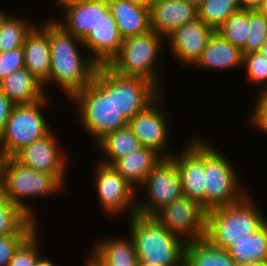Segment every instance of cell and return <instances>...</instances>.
<instances>
[{
    "mask_svg": "<svg viewBox=\"0 0 267 266\" xmlns=\"http://www.w3.org/2000/svg\"><path fill=\"white\" fill-rule=\"evenodd\" d=\"M41 24L49 31V87L57 85L69 100L92 82L99 65L87 52L80 51L79 48L83 50L84 47L82 39L64 30L53 17Z\"/></svg>",
    "mask_w": 267,
    "mask_h": 266,
    "instance_id": "1",
    "label": "cell"
},
{
    "mask_svg": "<svg viewBox=\"0 0 267 266\" xmlns=\"http://www.w3.org/2000/svg\"><path fill=\"white\" fill-rule=\"evenodd\" d=\"M70 100L77 106L75 118L95 144L128 124L114 105V71L107 65H100L92 82Z\"/></svg>",
    "mask_w": 267,
    "mask_h": 266,
    "instance_id": "2",
    "label": "cell"
},
{
    "mask_svg": "<svg viewBox=\"0 0 267 266\" xmlns=\"http://www.w3.org/2000/svg\"><path fill=\"white\" fill-rule=\"evenodd\" d=\"M251 195L248 193L239 202L207 212L205 238L213 246L229 250L267 222Z\"/></svg>",
    "mask_w": 267,
    "mask_h": 266,
    "instance_id": "3",
    "label": "cell"
},
{
    "mask_svg": "<svg viewBox=\"0 0 267 266\" xmlns=\"http://www.w3.org/2000/svg\"><path fill=\"white\" fill-rule=\"evenodd\" d=\"M129 236L139 261L161 266H184L185 242L171 234L154 217L135 214L129 218Z\"/></svg>",
    "mask_w": 267,
    "mask_h": 266,
    "instance_id": "4",
    "label": "cell"
},
{
    "mask_svg": "<svg viewBox=\"0 0 267 266\" xmlns=\"http://www.w3.org/2000/svg\"><path fill=\"white\" fill-rule=\"evenodd\" d=\"M163 41L166 39L155 31L130 36L122 42L119 53L107 65L122 76L142 77L155 84L162 92L159 59L162 57ZM159 72V73H158Z\"/></svg>",
    "mask_w": 267,
    "mask_h": 266,
    "instance_id": "5",
    "label": "cell"
},
{
    "mask_svg": "<svg viewBox=\"0 0 267 266\" xmlns=\"http://www.w3.org/2000/svg\"><path fill=\"white\" fill-rule=\"evenodd\" d=\"M64 185L53 175L24 166L14 157H7L3 169L1 194L19 206L33 220L39 221L27 200L61 193ZM63 188V189H62ZM26 199V200H25Z\"/></svg>",
    "mask_w": 267,
    "mask_h": 266,
    "instance_id": "6",
    "label": "cell"
},
{
    "mask_svg": "<svg viewBox=\"0 0 267 266\" xmlns=\"http://www.w3.org/2000/svg\"><path fill=\"white\" fill-rule=\"evenodd\" d=\"M207 141L205 139V210L208 212L239 202L250 192L244 190L235 164Z\"/></svg>",
    "mask_w": 267,
    "mask_h": 266,
    "instance_id": "7",
    "label": "cell"
},
{
    "mask_svg": "<svg viewBox=\"0 0 267 266\" xmlns=\"http://www.w3.org/2000/svg\"><path fill=\"white\" fill-rule=\"evenodd\" d=\"M49 98L48 95L32 104L14 105L0 136V146L6 157H14L25 146L43 138L53 130L43 113L44 108L50 105Z\"/></svg>",
    "mask_w": 267,
    "mask_h": 266,
    "instance_id": "8",
    "label": "cell"
},
{
    "mask_svg": "<svg viewBox=\"0 0 267 266\" xmlns=\"http://www.w3.org/2000/svg\"><path fill=\"white\" fill-rule=\"evenodd\" d=\"M145 192V201L137 194V214L154 217L160 210L183 196L181 178L175 161L162 158L139 187ZM148 197V198H147Z\"/></svg>",
    "mask_w": 267,
    "mask_h": 266,
    "instance_id": "9",
    "label": "cell"
},
{
    "mask_svg": "<svg viewBox=\"0 0 267 266\" xmlns=\"http://www.w3.org/2000/svg\"><path fill=\"white\" fill-rule=\"evenodd\" d=\"M93 174L94 187L103 213L120 216L123 212H128L129 218L137 214V190L112 165L98 162Z\"/></svg>",
    "mask_w": 267,
    "mask_h": 266,
    "instance_id": "10",
    "label": "cell"
},
{
    "mask_svg": "<svg viewBox=\"0 0 267 266\" xmlns=\"http://www.w3.org/2000/svg\"><path fill=\"white\" fill-rule=\"evenodd\" d=\"M154 218L185 243L205 238L207 211L189 197L176 199L160 210Z\"/></svg>",
    "mask_w": 267,
    "mask_h": 266,
    "instance_id": "11",
    "label": "cell"
},
{
    "mask_svg": "<svg viewBox=\"0 0 267 266\" xmlns=\"http://www.w3.org/2000/svg\"><path fill=\"white\" fill-rule=\"evenodd\" d=\"M164 92L145 110L139 112L130 121L128 126L139 139L143 147L151 148L163 158H170L174 153L168 149L172 136L169 132L170 121L168 113L161 104L165 97ZM167 114V115H166ZM169 122V123H168Z\"/></svg>",
    "mask_w": 267,
    "mask_h": 266,
    "instance_id": "12",
    "label": "cell"
},
{
    "mask_svg": "<svg viewBox=\"0 0 267 266\" xmlns=\"http://www.w3.org/2000/svg\"><path fill=\"white\" fill-rule=\"evenodd\" d=\"M191 138L179 152L173 151L171 158L180 174L183 196L205 209V139L198 135Z\"/></svg>",
    "mask_w": 267,
    "mask_h": 266,
    "instance_id": "13",
    "label": "cell"
},
{
    "mask_svg": "<svg viewBox=\"0 0 267 266\" xmlns=\"http://www.w3.org/2000/svg\"><path fill=\"white\" fill-rule=\"evenodd\" d=\"M53 130L20 150L14 158L26 167L55 176L65 187L68 157ZM64 149V150H63Z\"/></svg>",
    "mask_w": 267,
    "mask_h": 266,
    "instance_id": "14",
    "label": "cell"
},
{
    "mask_svg": "<svg viewBox=\"0 0 267 266\" xmlns=\"http://www.w3.org/2000/svg\"><path fill=\"white\" fill-rule=\"evenodd\" d=\"M162 93L147 79L122 76L114 72V105L127 121L145 110Z\"/></svg>",
    "mask_w": 267,
    "mask_h": 266,
    "instance_id": "15",
    "label": "cell"
},
{
    "mask_svg": "<svg viewBox=\"0 0 267 266\" xmlns=\"http://www.w3.org/2000/svg\"><path fill=\"white\" fill-rule=\"evenodd\" d=\"M63 18H53L64 30L83 39L109 12L108 0H54Z\"/></svg>",
    "mask_w": 267,
    "mask_h": 266,
    "instance_id": "16",
    "label": "cell"
},
{
    "mask_svg": "<svg viewBox=\"0 0 267 266\" xmlns=\"http://www.w3.org/2000/svg\"><path fill=\"white\" fill-rule=\"evenodd\" d=\"M215 30L200 19L186 23L171 33L166 43L171 56L187 67L194 66Z\"/></svg>",
    "mask_w": 267,
    "mask_h": 266,
    "instance_id": "17",
    "label": "cell"
},
{
    "mask_svg": "<svg viewBox=\"0 0 267 266\" xmlns=\"http://www.w3.org/2000/svg\"><path fill=\"white\" fill-rule=\"evenodd\" d=\"M123 40L110 12L82 39L86 48L84 52L99 66L110 63L119 53Z\"/></svg>",
    "mask_w": 267,
    "mask_h": 266,
    "instance_id": "18",
    "label": "cell"
},
{
    "mask_svg": "<svg viewBox=\"0 0 267 266\" xmlns=\"http://www.w3.org/2000/svg\"><path fill=\"white\" fill-rule=\"evenodd\" d=\"M197 18V7L186 0H158L150 8L151 30L165 39L176 29Z\"/></svg>",
    "mask_w": 267,
    "mask_h": 266,
    "instance_id": "19",
    "label": "cell"
},
{
    "mask_svg": "<svg viewBox=\"0 0 267 266\" xmlns=\"http://www.w3.org/2000/svg\"><path fill=\"white\" fill-rule=\"evenodd\" d=\"M22 47L25 68L44 85L47 91L51 64L49 31L41 23L36 24L26 35Z\"/></svg>",
    "mask_w": 267,
    "mask_h": 266,
    "instance_id": "20",
    "label": "cell"
},
{
    "mask_svg": "<svg viewBox=\"0 0 267 266\" xmlns=\"http://www.w3.org/2000/svg\"><path fill=\"white\" fill-rule=\"evenodd\" d=\"M241 67H243L242 50L225 40L217 31L211 35L200 59L193 66L195 69H211L218 72Z\"/></svg>",
    "mask_w": 267,
    "mask_h": 266,
    "instance_id": "21",
    "label": "cell"
},
{
    "mask_svg": "<svg viewBox=\"0 0 267 266\" xmlns=\"http://www.w3.org/2000/svg\"><path fill=\"white\" fill-rule=\"evenodd\" d=\"M93 245L90 256L100 266H138L135 244L128 235L104 237Z\"/></svg>",
    "mask_w": 267,
    "mask_h": 266,
    "instance_id": "22",
    "label": "cell"
},
{
    "mask_svg": "<svg viewBox=\"0 0 267 266\" xmlns=\"http://www.w3.org/2000/svg\"><path fill=\"white\" fill-rule=\"evenodd\" d=\"M109 12L117 23L123 39L142 35L151 30L150 9L129 0H108Z\"/></svg>",
    "mask_w": 267,
    "mask_h": 266,
    "instance_id": "23",
    "label": "cell"
},
{
    "mask_svg": "<svg viewBox=\"0 0 267 266\" xmlns=\"http://www.w3.org/2000/svg\"><path fill=\"white\" fill-rule=\"evenodd\" d=\"M0 89L15 105L32 104L48 96L44 85L25 67L1 80Z\"/></svg>",
    "mask_w": 267,
    "mask_h": 266,
    "instance_id": "24",
    "label": "cell"
},
{
    "mask_svg": "<svg viewBox=\"0 0 267 266\" xmlns=\"http://www.w3.org/2000/svg\"><path fill=\"white\" fill-rule=\"evenodd\" d=\"M162 158L155 150L142 147L132 154L118 159L112 164V167L137 190V193H140L139 187Z\"/></svg>",
    "mask_w": 267,
    "mask_h": 266,
    "instance_id": "25",
    "label": "cell"
},
{
    "mask_svg": "<svg viewBox=\"0 0 267 266\" xmlns=\"http://www.w3.org/2000/svg\"><path fill=\"white\" fill-rule=\"evenodd\" d=\"M97 149L101 150L105 158L99 162L112 165L118 159L132 154L141 149L139 139L133 134L129 126L106 134L96 143Z\"/></svg>",
    "mask_w": 267,
    "mask_h": 266,
    "instance_id": "26",
    "label": "cell"
},
{
    "mask_svg": "<svg viewBox=\"0 0 267 266\" xmlns=\"http://www.w3.org/2000/svg\"><path fill=\"white\" fill-rule=\"evenodd\" d=\"M184 266H236V263L228 250L203 238L185 244Z\"/></svg>",
    "mask_w": 267,
    "mask_h": 266,
    "instance_id": "27",
    "label": "cell"
},
{
    "mask_svg": "<svg viewBox=\"0 0 267 266\" xmlns=\"http://www.w3.org/2000/svg\"><path fill=\"white\" fill-rule=\"evenodd\" d=\"M40 223L0 192V236L30 235Z\"/></svg>",
    "mask_w": 267,
    "mask_h": 266,
    "instance_id": "28",
    "label": "cell"
},
{
    "mask_svg": "<svg viewBox=\"0 0 267 266\" xmlns=\"http://www.w3.org/2000/svg\"><path fill=\"white\" fill-rule=\"evenodd\" d=\"M7 12L0 17V52L22 48L26 35L36 25L35 21Z\"/></svg>",
    "mask_w": 267,
    "mask_h": 266,
    "instance_id": "29",
    "label": "cell"
},
{
    "mask_svg": "<svg viewBox=\"0 0 267 266\" xmlns=\"http://www.w3.org/2000/svg\"><path fill=\"white\" fill-rule=\"evenodd\" d=\"M236 264L267 261V222L249 238L228 250Z\"/></svg>",
    "mask_w": 267,
    "mask_h": 266,
    "instance_id": "30",
    "label": "cell"
},
{
    "mask_svg": "<svg viewBox=\"0 0 267 266\" xmlns=\"http://www.w3.org/2000/svg\"><path fill=\"white\" fill-rule=\"evenodd\" d=\"M240 9L238 0H203L197 7L198 19L216 31L231 15Z\"/></svg>",
    "mask_w": 267,
    "mask_h": 266,
    "instance_id": "31",
    "label": "cell"
},
{
    "mask_svg": "<svg viewBox=\"0 0 267 266\" xmlns=\"http://www.w3.org/2000/svg\"><path fill=\"white\" fill-rule=\"evenodd\" d=\"M249 10L240 9L231 15L216 31L235 47L243 49L249 37Z\"/></svg>",
    "mask_w": 267,
    "mask_h": 266,
    "instance_id": "32",
    "label": "cell"
},
{
    "mask_svg": "<svg viewBox=\"0 0 267 266\" xmlns=\"http://www.w3.org/2000/svg\"><path fill=\"white\" fill-rule=\"evenodd\" d=\"M37 227L15 250L8 266H34L42 255L40 235Z\"/></svg>",
    "mask_w": 267,
    "mask_h": 266,
    "instance_id": "33",
    "label": "cell"
},
{
    "mask_svg": "<svg viewBox=\"0 0 267 266\" xmlns=\"http://www.w3.org/2000/svg\"><path fill=\"white\" fill-rule=\"evenodd\" d=\"M247 81L260 85V91L267 90V58L260 52L243 54V67Z\"/></svg>",
    "mask_w": 267,
    "mask_h": 266,
    "instance_id": "34",
    "label": "cell"
},
{
    "mask_svg": "<svg viewBox=\"0 0 267 266\" xmlns=\"http://www.w3.org/2000/svg\"><path fill=\"white\" fill-rule=\"evenodd\" d=\"M249 37L242 49L243 54L260 51L267 40V18L257 9L249 10Z\"/></svg>",
    "mask_w": 267,
    "mask_h": 266,
    "instance_id": "35",
    "label": "cell"
},
{
    "mask_svg": "<svg viewBox=\"0 0 267 266\" xmlns=\"http://www.w3.org/2000/svg\"><path fill=\"white\" fill-rule=\"evenodd\" d=\"M24 67L23 47L7 52H0V81Z\"/></svg>",
    "mask_w": 267,
    "mask_h": 266,
    "instance_id": "36",
    "label": "cell"
},
{
    "mask_svg": "<svg viewBox=\"0 0 267 266\" xmlns=\"http://www.w3.org/2000/svg\"><path fill=\"white\" fill-rule=\"evenodd\" d=\"M257 95L256 103H254L248 118L253 127L267 134V90L259 91Z\"/></svg>",
    "mask_w": 267,
    "mask_h": 266,
    "instance_id": "37",
    "label": "cell"
},
{
    "mask_svg": "<svg viewBox=\"0 0 267 266\" xmlns=\"http://www.w3.org/2000/svg\"><path fill=\"white\" fill-rule=\"evenodd\" d=\"M29 235L0 236V266H8L15 250Z\"/></svg>",
    "mask_w": 267,
    "mask_h": 266,
    "instance_id": "38",
    "label": "cell"
},
{
    "mask_svg": "<svg viewBox=\"0 0 267 266\" xmlns=\"http://www.w3.org/2000/svg\"><path fill=\"white\" fill-rule=\"evenodd\" d=\"M14 103L0 89V136L3 133Z\"/></svg>",
    "mask_w": 267,
    "mask_h": 266,
    "instance_id": "39",
    "label": "cell"
},
{
    "mask_svg": "<svg viewBox=\"0 0 267 266\" xmlns=\"http://www.w3.org/2000/svg\"><path fill=\"white\" fill-rule=\"evenodd\" d=\"M263 0H238L241 9L255 10L257 9Z\"/></svg>",
    "mask_w": 267,
    "mask_h": 266,
    "instance_id": "40",
    "label": "cell"
},
{
    "mask_svg": "<svg viewBox=\"0 0 267 266\" xmlns=\"http://www.w3.org/2000/svg\"><path fill=\"white\" fill-rule=\"evenodd\" d=\"M50 259L51 258L49 257H44L43 255H41L34 264V266H57L52 262V259L51 260Z\"/></svg>",
    "mask_w": 267,
    "mask_h": 266,
    "instance_id": "41",
    "label": "cell"
},
{
    "mask_svg": "<svg viewBox=\"0 0 267 266\" xmlns=\"http://www.w3.org/2000/svg\"><path fill=\"white\" fill-rule=\"evenodd\" d=\"M6 155L4 153V150L0 146V189L2 187V182H3V169H4V163L6 161Z\"/></svg>",
    "mask_w": 267,
    "mask_h": 266,
    "instance_id": "42",
    "label": "cell"
},
{
    "mask_svg": "<svg viewBox=\"0 0 267 266\" xmlns=\"http://www.w3.org/2000/svg\"><path fill=\"white\" fill-rule=\"evenodd\" d=\"M129 1H131L134 4L140 5L142 7L148 8V9H150L151 5L153 4L152 0H129Z\"/></svg>",
    "mask_w": 267,
    "mask_h": 266,
    "instance_id": "43",
    "label": "cell"
},
{
    "mask_svg": "<svg viewBox=\"0 0 267 266\" xmlns=\"http://www.w3.org/2000/svg\"><path fill=\"white\" fill-rule=\"evenodd\" d=\"M236 266H267V261L246 262V263L236 264Z\"/></svg>",
    "mask_w": 267,
    "mask_h": 266,
    "instance_id": "44",
    "label": "cell"
},
{
    "mask_svg": "<svg viewBox=\"0 0 267 266\" xmlns=\"http://www.w3.org/2000/svg\"><path fill=\"white\" fill-rule=\"evenodd\" d=\"M257 10L267 18V0H263Z\"/></svg>",
    "mask_w": 267,
    "mask_h": 266,
    "instance_id": "45",
    "label": "cell"
},
{
    "mask_svg": "<svg viewBox=\"0 0 267 266\" xmlns=\"http://www.w3.org/2000/svg\"><path fill=\"white\" fill-rule=\"evenodd\" d=\"M84 266H100L91 256H88V259L85 262Z\"/></svg>",
    "mask_w": 267,
    "mask_h": 266,
    "instance_id": "46",
    "label": "cell"
},
{
    "mask_svg": "<svg viewBox=\"0 0 267 266\" xmlns=\"http://www.w3.org/2000/svg\"><path fill=\"white\" fill-rule=\"evenodd\" d=\"M138 266H161V265H156V264L151 263V262L139 261Z\"/></svg>",
    "mask_w": 267,
    "mask_h": 266,
    "instance_id": "47",
    "label": "cell"
},
{
    "mask_svg": "<svg viewBox=\"0 0 267 266\" xmlns=\"http://www.w3.org/2000/svg\"><path fill=\"white\" fill-rule=\"evenodd\" d=\"M260 52L267 58V40L266 42L262 45V48Z\"/></svg>",
    "mask_w": 267,
    "mask_h": 266,
    "instance_id": "48",
    "label": "cell"
},
{
    "mask_svg": "<svg viewBox=\"0 0 267 266\" xmlns=\"http://www.w3.org/2000/svg\"><path fill=\"white\" fill-rule=\"evenodd\" d=\"M186 1L198 7L203 0H186Z\"/></svg>",
    "mask_w": 267,
    "mask_h": 266,
    "instance_id": "49",
    "label": "cell"
},
{
    "mask_svg": "<svg viewBox=\"0 0 267 266\" xmlns=\"http://www.w3.org/2000/svg\"><path fill=\"white\" fill-rule=\"evenodd\" d=\"M5 12H6L5 10H3V9L1 10V9H0V17H1Z\"/></svg>",
    "mask_w": 267,
    "mask_h": 266,
    "instance_id": "50",
    "label": "cell"
}]
</instances>
